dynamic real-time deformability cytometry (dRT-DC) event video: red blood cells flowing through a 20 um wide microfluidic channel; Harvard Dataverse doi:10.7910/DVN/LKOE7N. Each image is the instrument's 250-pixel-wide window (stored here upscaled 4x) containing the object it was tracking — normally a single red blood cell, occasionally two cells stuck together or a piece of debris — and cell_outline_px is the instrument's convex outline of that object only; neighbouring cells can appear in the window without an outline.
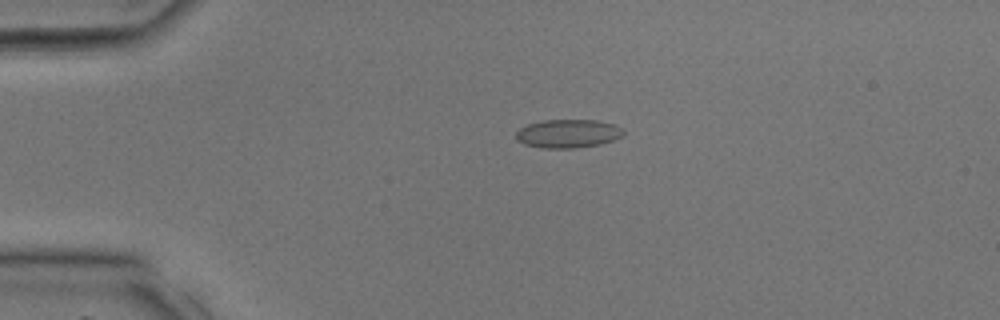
{"species": "common noctule bat (a hibernating species)", "species_latin": "Nyctalus noctula", "temperature_condition": "room temperature", "stored_images_in_passage": 23, "camera_frame_rate_fps": 3000, "um_per_image_px": 0.085, "animal": {"sex": "male", "body_mass_g": 17.9, "forearm_length_mm": 54.2}, "frame": {"image": 1, "passage_image": 1, "time_ms": 0.0, "image_size_px": [1000, 320], "cell_outline_px": [[624, 136], [600, 144], [572, 148], [540, 148], [524, 144], [516, 140], [516, 132], [520, 128], [528, 124], [544, 120], [596, 120], [616, 124], [624, 132]], "centroid_in_image_um": [48.27, 11.35], "position_along_channel_um": 36.7, "area_um2": 17.86}}
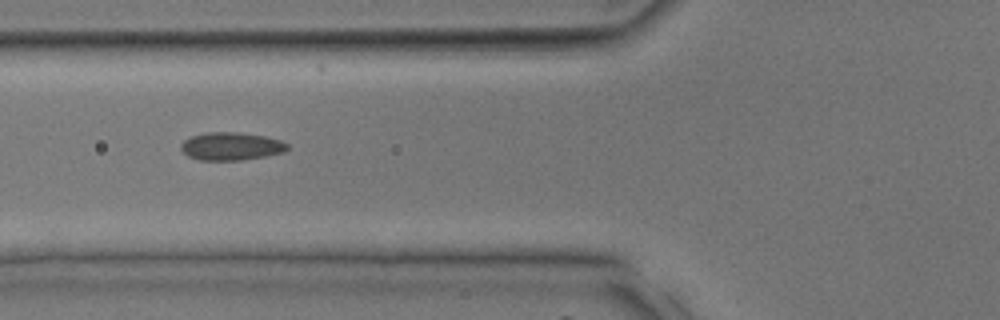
{"frame": {"image": 2, "passage_image": 7, "time_ms": 2.0, "image_size_px": [1000, 320], "cell_outline_px": [[288, 148], [284, 152], [264, 156], [240, 160], [200, 160], [188, 156], [180, 148], [180, 144], [184, 140], [192, 136], [208, 132], [236, 132], [264, 136], [280, 140], [288, 144]], "centroid_in_image_um": [19.63, 12.43], "position_along_channel_um": 106.2, "area_um2": 17.17}}
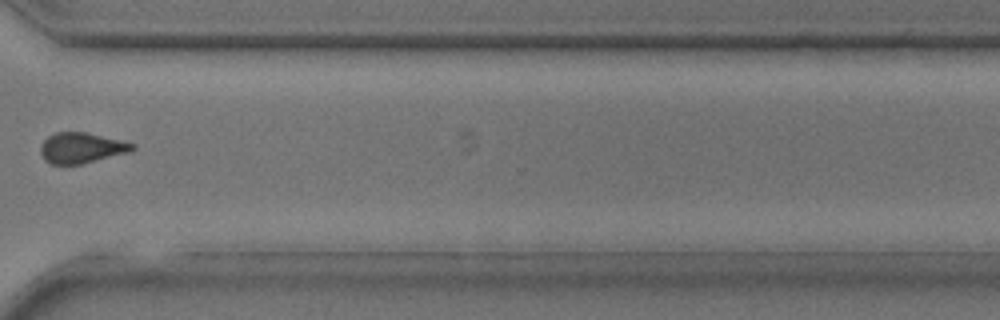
{"frame": {"image": 3, "passage_image": 21, "time_ms": 6.667, "image_size_px": [1000, 320], "cell_outline_px": [[136, 148], [128, 152], [80, 164], [52, 164], [44, 160], [40, 152], [40, 144], [48, 136], [56, 132], [84, 132], [120, 140], [136, 144]], "centroid_in_image_um": [6.89, 12.56], "position_along_channel_um": 363.7, "area_um2": 16.18}}